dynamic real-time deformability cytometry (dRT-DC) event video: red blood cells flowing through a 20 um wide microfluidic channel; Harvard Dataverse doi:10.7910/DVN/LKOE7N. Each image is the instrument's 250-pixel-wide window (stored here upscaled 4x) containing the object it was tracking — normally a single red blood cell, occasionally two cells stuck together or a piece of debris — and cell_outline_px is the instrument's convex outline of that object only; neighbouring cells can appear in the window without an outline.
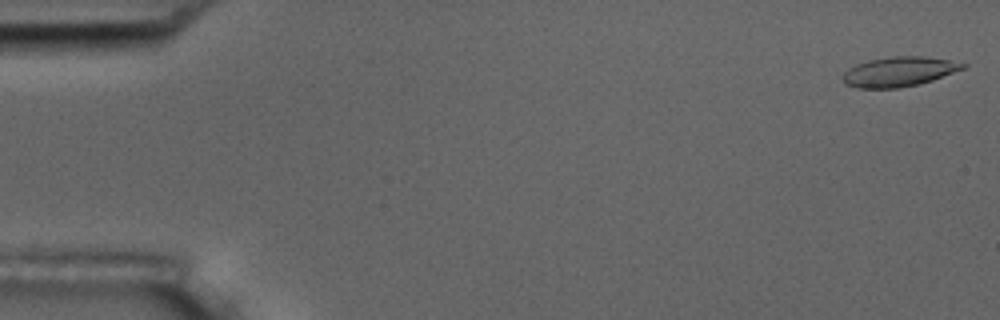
{"species": "common noctule bat (a hibernating species)", "species_latin": "Nyctalus noctula", "temperature_condition": "room temperature", "stored_images_in_passage": 6, "camera_frame_rate_fps": 3000, "um_per_image_px": 0.085, "animal": {"sex": "male", "body_mass_g": 17.5, "forearm_length_mm": 52.3}, "frame": {"image": 1, "passage_image": 1, "time_ms": 0.0, "image_size_px": [1000, 320], "cell_outline_px": [[968, 64], [964, 68], [932, 80], [900, 88], [856, 88], [844, 84], [840, 76], [848, 68], [856, 64], [868, 60], [892, 56], [924, 56], [948, 60]], "centroid_in_image_um": [76.34, 6.09], "position_along_channel_um": 8.7, "area_um2": 20.81}}
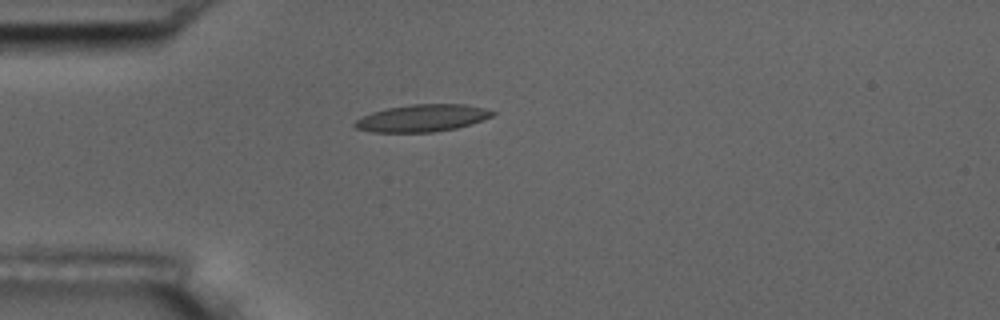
{"frame": {"image": 2, "passage_image": 5, "time_ms": 1.333, "image_size_px": [1000, 320], "cell_outline_px": [[496, 112], [492, 116], [484, 120], [472, 124], [456, 128], [432, 132], [372, 132], [356, 128], [352, 124], [356, 120], [372, 112], [388, 108], [412, 104], [464, 104], [484, 108]], "centroid_in_image_um": [35.91, 10.04], "position_along_channel_um": 49.1, "area_um2": 21.73}}